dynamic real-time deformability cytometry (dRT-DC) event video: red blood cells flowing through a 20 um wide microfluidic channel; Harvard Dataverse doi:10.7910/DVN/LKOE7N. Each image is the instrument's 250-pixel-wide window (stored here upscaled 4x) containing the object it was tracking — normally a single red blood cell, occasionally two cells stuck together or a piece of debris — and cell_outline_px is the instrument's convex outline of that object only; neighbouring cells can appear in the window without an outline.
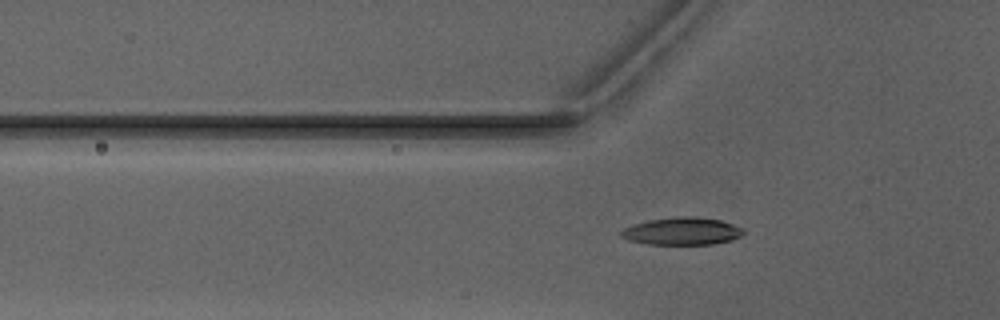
{"species": "Egyptian fruit bat (a non-hibernating species)", "species_latin": "Rousettus aegyptiacus", "temperature_condition": "warm", "stored_images_in_passage": 37, "camera_frame_rate_fps": 3000, "um_per_image_px": 0.085, "animal": {"sex": "male"}, "frame": {"image": 1, "passage_image": 4, "time_ms": 1.0, "image_size_px": [1000, 320], "cell_outline_px": [[748, 232], [732, 240], [712, 244], [648, 244], [628, 240], [620, 236], [620, 232], [624, 228], [632, 224], [648, 220], [680, 216], [692, 216], [720, 220], [744, 228]], "centroid_in_image_um": [57.99, 19.65], "position_along_channel_um": 67.8, "area_um2": 19.71}}
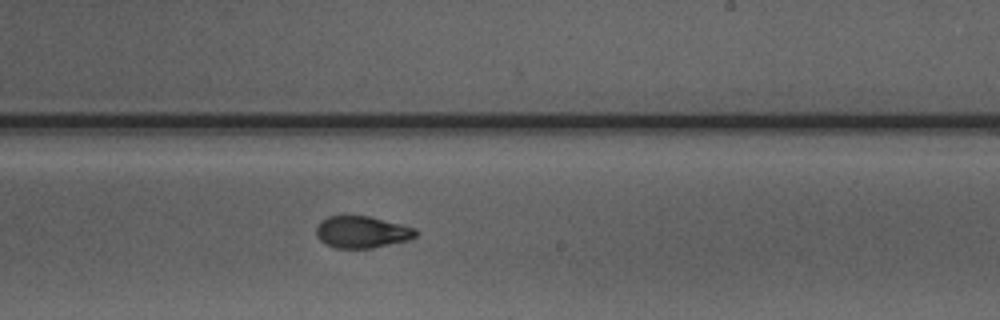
{"frame": {"image": 2, "passage_image": 18, "time_ms": 5.667, "image_size_px": [1000, 320], "cell_outline_px": [[420, 232], [416, 236], [408, 240], [372, 248], [336, 248], [320, 240], [316, 236], [316, 228], [320, 220], [328, 216], [368, 216], [416, 228]], "centroid_in_image_um": [30.77, 19.72], "position_along_channel_um": 258.2, "area_um2": 18.44}}
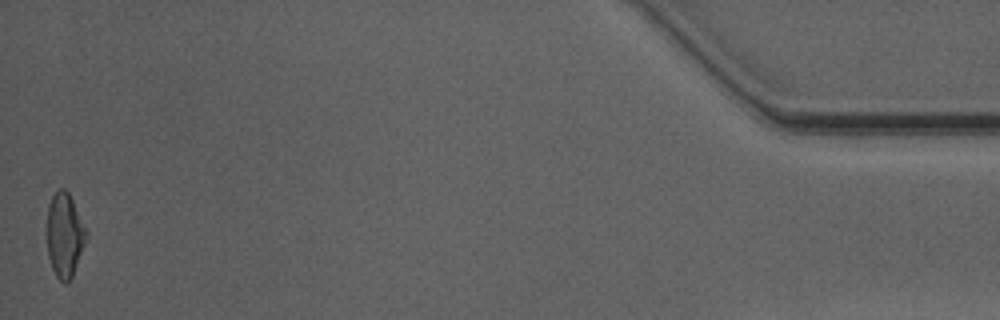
{"frame": {"image": 3, "passage_image": 37, "time_ms": 12.0, "image_size_px": [1000, 320], "cell_outline_px": [[88, 236], [72, 276], [64, 284], [56, 276], [52, 268], [48, 256], [44, 232], [48, 204], [52, 196], [60, 188], [64, 188], [68, 192], [88, 232]], "centroid_in_image_um": [5.45, 19.96], "position_along_channel_um": 429.8, "area_um2": 19.71}, "authors_computed_cell_mechanics": {"area_um2": 19.074, "velocity_mm_per_s": 4.1068, "shape_relaxation_time_tau1_ms": 4.0685, "shape_relaxation_time_tau2_ms": 1.3955, "deformation_change_tau1": 0.182, "deformation_change_tau2": 0.0738}}